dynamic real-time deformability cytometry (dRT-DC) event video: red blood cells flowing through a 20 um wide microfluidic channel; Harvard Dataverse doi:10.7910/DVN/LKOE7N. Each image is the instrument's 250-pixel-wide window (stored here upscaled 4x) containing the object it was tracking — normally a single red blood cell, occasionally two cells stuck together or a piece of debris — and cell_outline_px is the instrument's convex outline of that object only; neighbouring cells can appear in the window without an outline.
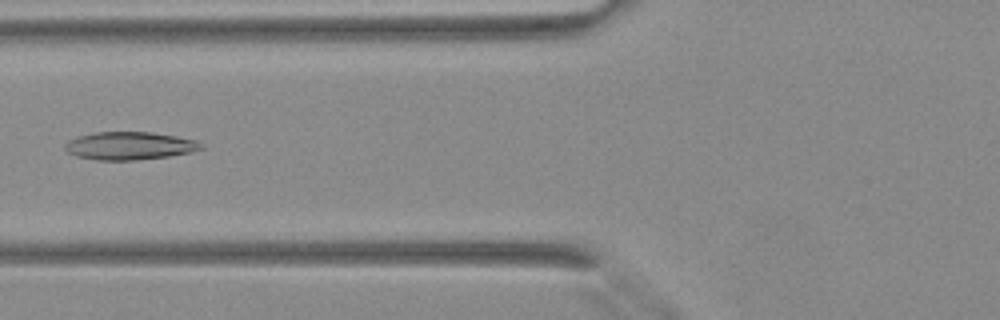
{"species": "Egyptian fruit bat (a non-hibernating species)", "species_latin": "Rousettus aegyptiacus", "temperature_condition": "warm", "stored_images_in_passage": 42, "camera_frame_rate_fps": 3000, "um_per_image_px": 0.085, "animal": {"sex": "female"}, "frame": {"image": 1, "passage_image": 18, "time_ms": 5.667, "image_size_px": [1000, 320], "cell_outline_px": [[204, 148], [192, 152], [168, 156], [132, 160], [96, 160], [76, 156], [68, 152], [64, 148], [64, 144], [68, 140], [76, 136], [96, 132], [152, 132], [176, 136], [196, 140], [204, 144]], "centroid_in_image_um": [11.01, 12.38], "position_along_channel_um": 114.8, "area_um2": 22.25}}
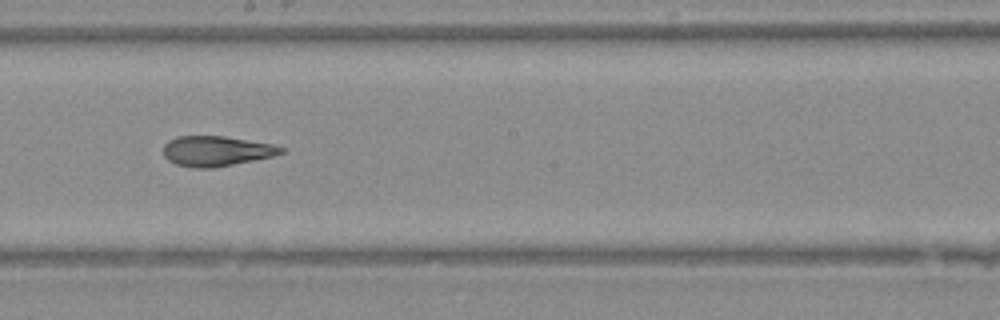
{"frame": {"image": 2, "passage_image": 25, "time_ms": 8.0, "image_size_px": [1000, 320], "cell_outline_px": [[284, 152], [272, 156], [256, 160], [212, 168], [196, 168], [176, 164], [168, 160], [164, 156], [164, 144], [168, 140], [176, 136], [224, 136], [272, 144], [284, 148]], "centroid_in_image_um": [18.37, 12.84], "position_along_channel_um": 229.8, "area_um2": 20.63}}
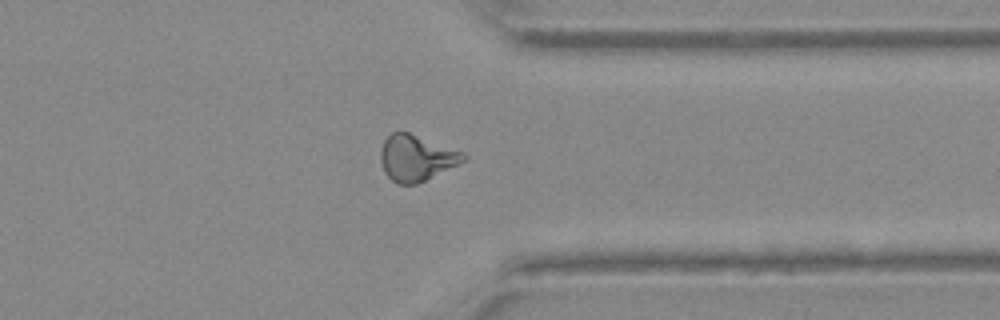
{"frame": {"image": 3, "passage_image": 34, "time_ms": 11.0, "image_size_px": [1000, 320], "cell_outline_px": [[468, 156], [464, 160], [416, 184], [396, 184], [384, 172], [380, 160], [380, 152], [384, 140], [392, 132], [408, 132], [460, 152]], "centroid_in_image_um": [35.3, 13.43], "position_along_channel_um": 376.1, "area_um2": 21.44}}